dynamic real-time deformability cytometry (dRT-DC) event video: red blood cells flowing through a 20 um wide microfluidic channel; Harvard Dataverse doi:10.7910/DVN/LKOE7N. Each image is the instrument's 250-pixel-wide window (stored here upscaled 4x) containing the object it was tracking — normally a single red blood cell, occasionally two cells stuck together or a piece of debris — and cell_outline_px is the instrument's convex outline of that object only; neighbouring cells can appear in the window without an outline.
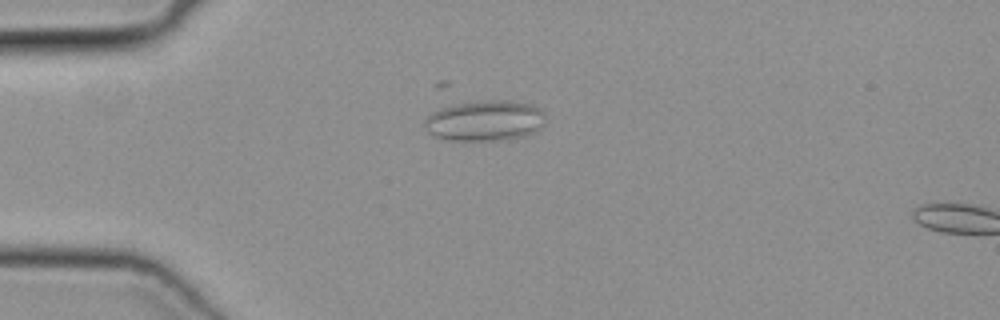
{"species": "common noctule bat (a hibernating species)", "species_latin": "Nyctalus noctula", "temperature_condition": "cold", "stored_images_in_passage": 9, "camera_frame_rate_fps": 3000, "um_per_image_px": 0.085, "animal": {"sex": "female", "body_mass_g": 19.3, "forearm_length_mm": 54.1}, "frame": {"image": 1, "passage_image": 7, "time_ms": 2.0, "image_size_px": [1000, 320], "cell_outline_px": [[544, 124], [540, 128], [524, 136], [504, 140], [448, 140], [436, 136], [428, 132], [424, 128], [424, 120], [432, 112], [440, 108], [456, 104], [488, 100], [500, 100], [532, 104], [544, 112]], "centroid_in_image_um": [41.21, 10.26], "position_along_channel_um": 43.8, "area_um2": 28.44}}